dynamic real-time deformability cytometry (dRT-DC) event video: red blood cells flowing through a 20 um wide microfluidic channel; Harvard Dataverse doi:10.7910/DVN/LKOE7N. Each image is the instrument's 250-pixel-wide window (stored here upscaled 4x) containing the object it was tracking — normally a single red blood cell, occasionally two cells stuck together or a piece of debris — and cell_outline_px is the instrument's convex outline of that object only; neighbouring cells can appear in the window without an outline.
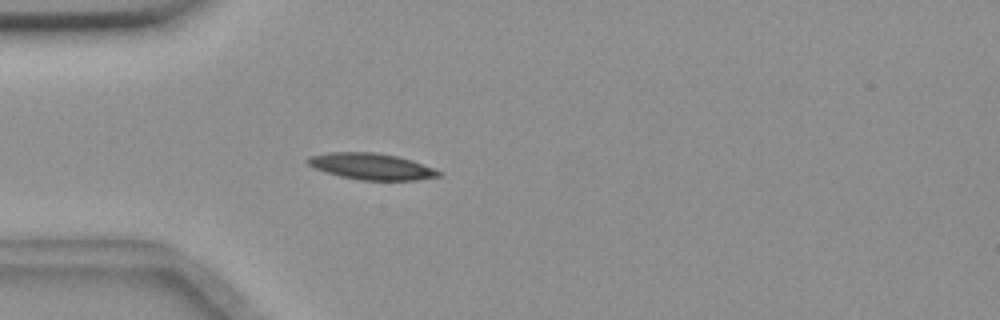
{"species": "common noctule bat (a hibernating species)", "species_latin": "Nyctalus noctula", "temperature_condition": "room temperature", "stored_images_in_passage": 41, "camera_frame_rate_fps": 3000, "um_per_image_px": 0.085, "animal": {"sex": "female", "body_mass_g": 18.4}, "frame": {"image": 1, "passage_image": 1, "time_ms": 0.0, "image_size_px": [1000, 320], "cell_outline_px": [[440, 176], [416, 180], [360, 180], [340, 176], [324, 172], [308, 164], [304, 160], [308, 156], [332, 152], [376, 152], [396, 156], [412, 160], [432, 168], [440, 172]], "centroid_in_image_um": [31.52, 14.14], "position_along_channel_um": 53.5, "area_um2": 20.0}}
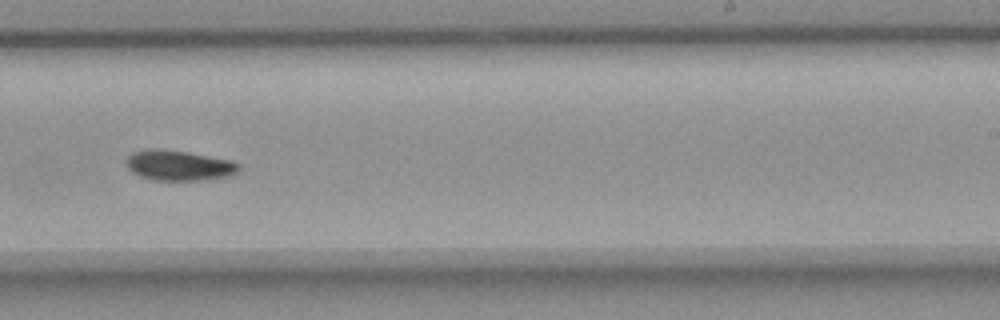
{"frame": {"image": 2, "passage_image": 20, "time_ms": 6.333, "image_size_px": [1000, 320], "cell_outline_px": [[240, 168], [236, 172], [228, 176], [200, 180], [152, 180], [140, 176], [132, 172], [128, 168], [124, 160], [132, 152], [148, 148], [160, 148], [188, 152], [228, 160], [240, 164]], "centroid_in_image_um": [15.13, 14.05], "position_along_channel_um": 273.9, "area_um2": 19.88}}
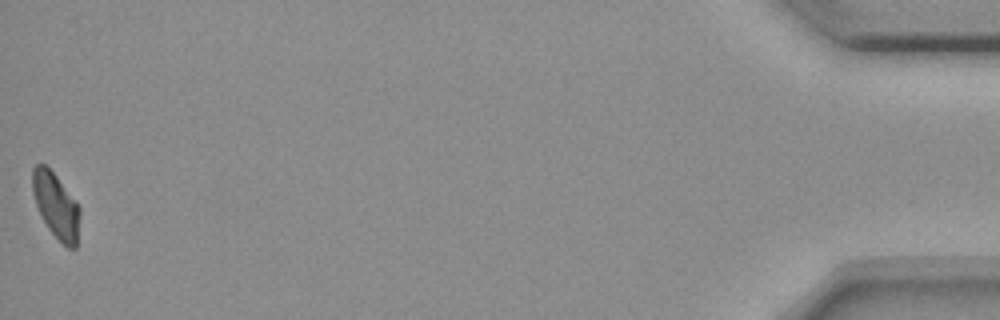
{"frame": {"image": 3, "passage_image": 41, "time_ms": 13.333, "image_size_px": [1000, 320], "cell_outline_px": [[80, 216], [76, 248], [68, 248], [48, 228], [36, 204], [32, 188], [32, 168], [36, 164], [44, 164], [56, 176], [80, 208]], "centroid_in_image_um": [4.76, 17.47], "position_along_channel_um": 430.4, "area_um2": 17.51}, "authors_computed_cell_mechanics": {"area_um2": 19.3052, "velocity_mm_per_s": 3.6156, "shape_relaxation_time_tau1_ms": 4.8503, "shape_relaxation_time_tau2_ms": null, "deformation_change_tau1": 0.1311, "deformation_change_tau2": null}}